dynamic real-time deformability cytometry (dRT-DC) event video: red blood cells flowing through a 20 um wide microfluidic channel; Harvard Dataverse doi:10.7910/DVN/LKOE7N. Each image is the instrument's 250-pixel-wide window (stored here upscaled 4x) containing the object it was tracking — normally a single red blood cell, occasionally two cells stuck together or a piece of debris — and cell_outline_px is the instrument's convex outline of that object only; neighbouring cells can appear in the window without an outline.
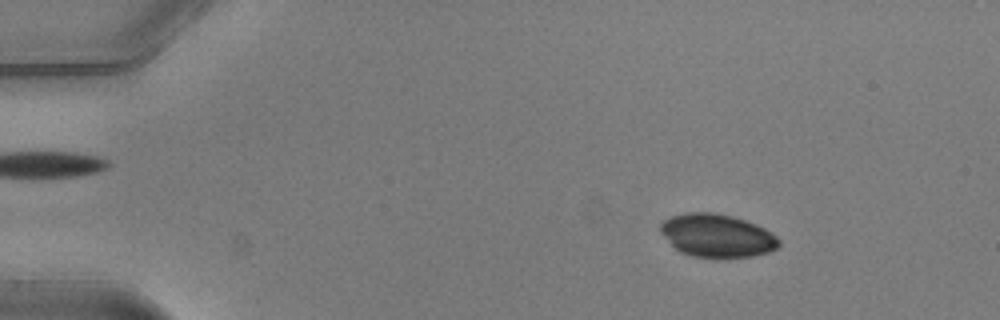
{"species": "common noctule bat (a hibernating species)", "species_latin": "Nyctalus noctula", "temperature_condition": "warm", "stored_images_in_passage": 50, "camera_frame_rate_fps": 3000, "um_per_image_px": 0.085, "animal": {"sex": "male", "body_mass_g": 20.5, "forearm_length_mm": 52.5}, "frame": {"image": 1, "passage_image": 7, "time_ms": 2.0, "image_size_px": [1000, 320], "cell_outline_px": [[780, 244], [776, 248], [768, 252], [752, 256], [692, 256], [680, 252], [660, 232], [660, 224], [664, 220], [672, 216], [684, 212], [712, 212], [732, 216], [756, 224], [772, 232], [780, 240]], "centroid_in_image_um": [60.94, 20.0], "position_along_channel_um": 24.1, "area_um2": 29.36}}
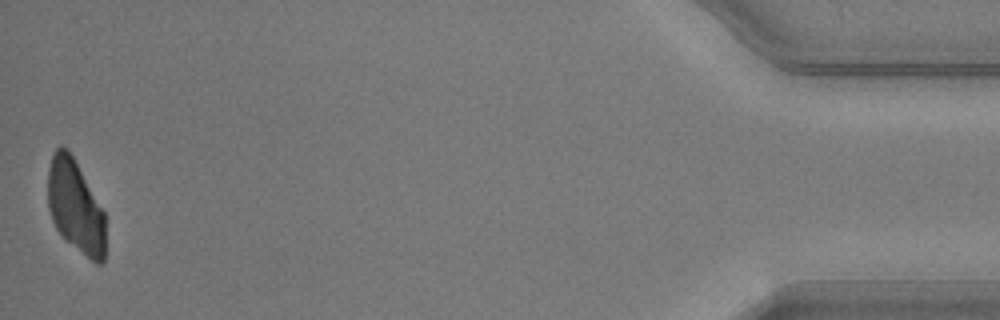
{"frame": {"image": 2, "passage_image": 50, "time_ms": 16.333, "image_size_px": [1000, 320], "cell_outline_px": [[104, 260], [100, 264], [96, 264], [64, 240], [56, 228], [52, 220], [48, 208], [48, 168], [52, 156], [56, 148], [60, 144], [72, 156], [104, 212]], "centroid_in_image_um": [6.38, 17.59], "position_along_channel_um": 428.8, "area_um2": 30.81}}